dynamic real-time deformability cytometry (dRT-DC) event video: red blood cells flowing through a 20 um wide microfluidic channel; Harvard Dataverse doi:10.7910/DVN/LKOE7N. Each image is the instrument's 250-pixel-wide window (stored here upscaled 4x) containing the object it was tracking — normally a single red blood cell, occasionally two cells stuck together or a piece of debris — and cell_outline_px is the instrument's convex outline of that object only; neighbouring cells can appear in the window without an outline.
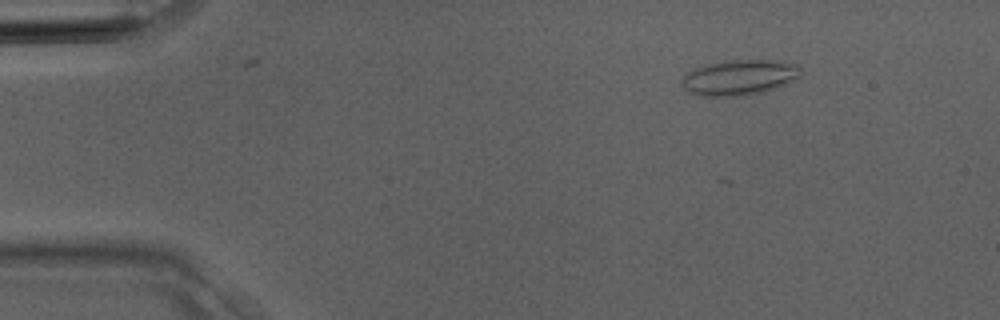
{"species": "Egyptian fruit bat (a non-hibernating species)", "species_latin": "Rousettus aegyptiacus", "temperature_condition": "room temperature", "stored_images_in_passage": 4, "camera_frame_rate_fps": 3000, "um_per_image_px": 0.085, "animal": {"sex": "male"}, "frame": {"image": 1, "passage_image": 2, "time_ms": 0.333, "image_size_px": [1000, 320], "cell_outline_px": [[800, 76], [796, 80], [776, 88], [764, 92], [744, 96], [704, 96], [688, 92], [680, 84], [680, 80], [688, 72], [696, 68], [708, 64], [732, 60], [784, 60], [800, 64]], "centroid_in_image_um": [62.9, 6.58], "position_along_channel_um": 22.1, "area_um2": 24.85}}